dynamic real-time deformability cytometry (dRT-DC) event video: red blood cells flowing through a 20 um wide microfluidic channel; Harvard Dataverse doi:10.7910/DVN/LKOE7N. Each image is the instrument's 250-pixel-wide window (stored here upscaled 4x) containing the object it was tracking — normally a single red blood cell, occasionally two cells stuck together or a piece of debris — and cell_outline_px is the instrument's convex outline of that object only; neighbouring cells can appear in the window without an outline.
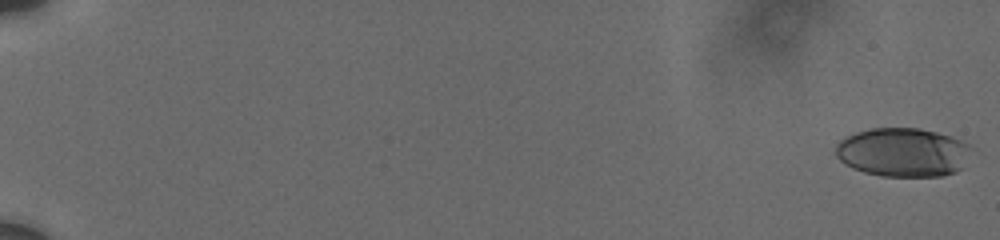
{"species": "human", "species_latin": "Homo sapiens", "temperature_condition": "cold", "stored_images_in_passage": 117, "camera_frame_rate_fps": 3000, "um_per_image_px": 0.085, "donor": {"sex": "male"}, "frame": {"image": 1, "passage_image": 1, "time_ms": 0.0, "image_size_px": [1000, 240], "cell_outline_px": [[976, 148], [960, 168], [956, 172], [940, 176], [880, 176], [864, 172], [852, 168], [844, 164], [836, 156], [836, 144], [844, 136], [856, 132], [872, 128], [920, 128], [952, 136], [972, 144]], "centroid_in_image_um": [76.78, 12.94], "position_along_channel_um": 8.2, "area_um2": 39.19}}
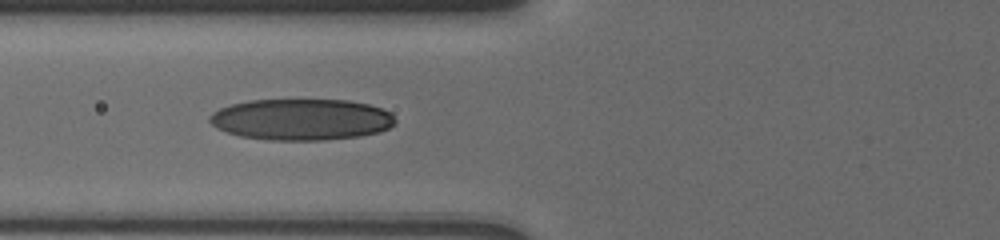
{"frame": {"image": 2, "passage_image": 63, "time_ms": 8.333, "image_size_px": [1000, 240], "cell_outline_px": [[396, 120], [388, 128], [380, 132], [360, 136], [324, 140], [268, 140], [240, 136], [216, 128], [208, 120], [208, 116], [212, 112], [220, 108], [232, 104], [248, 100], [348, 100], [368, 104], [380, 108], [388, 112]], "centroid_in_image_um": [25.58, 10.16], "position_along_channel_um": 100.2, "area_um2": 44.68}}
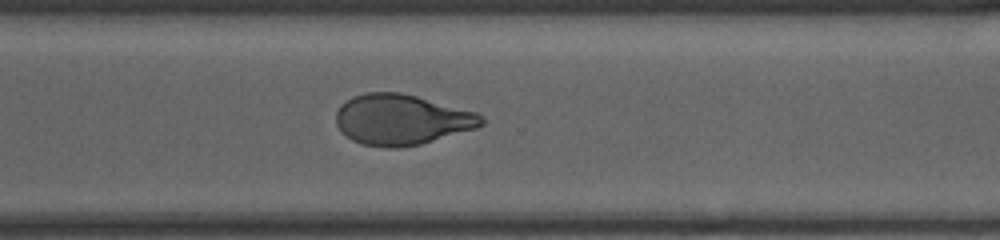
{"frame": {"image": 3, "passage_image": 116, "time_ms": 14.667, "image_size_px": [1000, 240], "cell_outline_px": [[484, 124], [476, 128], [420, 144], [396, 148], [388, 148], [360, 144], [352, 140], [340, 132], [336, 124], [336, 112], [352, 96], [364, 92], [400, 92], [416, 96], [476, 112], [484, 116]], "centroid_in_image_um": [34.12, 10.17], "position_along_channel_um": 336.5, "area_um2": 42.77}}